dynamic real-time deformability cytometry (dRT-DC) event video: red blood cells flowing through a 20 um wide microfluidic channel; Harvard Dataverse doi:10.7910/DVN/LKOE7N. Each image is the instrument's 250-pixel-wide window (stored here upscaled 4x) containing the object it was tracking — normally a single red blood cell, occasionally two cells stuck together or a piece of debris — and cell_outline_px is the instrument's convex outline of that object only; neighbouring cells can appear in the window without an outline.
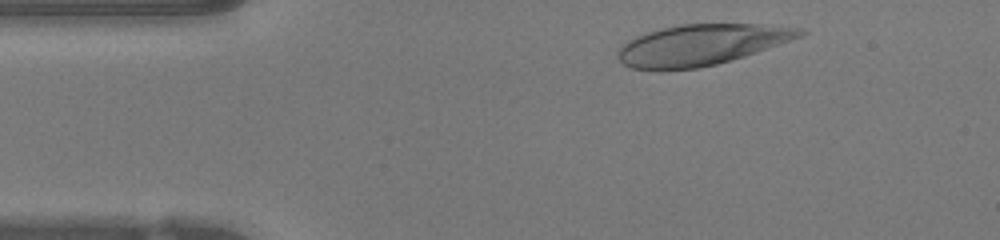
{"species": "human", "species_latin": "Homo sapiens", "temperature_condition": "warm", "stored_images_in_passage": 36, "camera_frame_rate_fps": 3000, "um_per_image_px": 0.085, "donor": {"sex": "female"}, "frame": {"image": 1, "passage_image": 3, "time_ms": 0.667, "image_size_px": [1000, 240], "cell_outline_px": [[808, 32], [800, 36], [744, 56], [716, 64], [696, 68], [632, 68], [624, 64], [616, 56], [620, 48], [628, 40], [644, 32], [660, 28], [680, 24], [756, 24], [796, 28]], "centroid_in_image_um": [59.55, 3.78], "position_along_channel_um": 25.4, "area_um2": 42.25}}
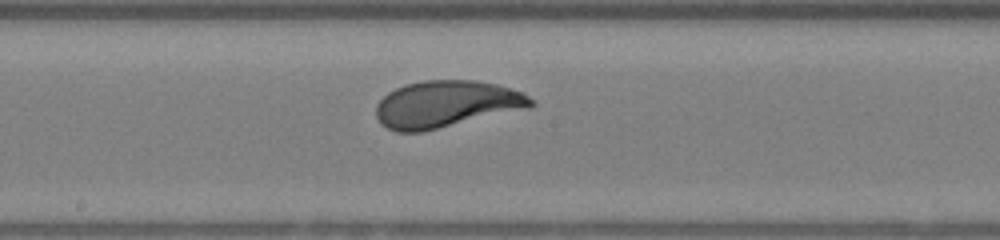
{"frame": {"image": 2, "passage_image": 20, "time_ms": 6.333, "image_size_px": [1000, 240], "cell_outline_px": [[536, 104], [532, 108], [420, 132], [396, 132], [380, 124], [376, 116], [376, 104], [388, 92], [404, 84], [424, 80], [476, 80], [496, 84], [524, 92]], "centroid_in_image_um": [37.95, 8.85], "position_along_channel_um": 210.2, "area_um2": 42.6}}
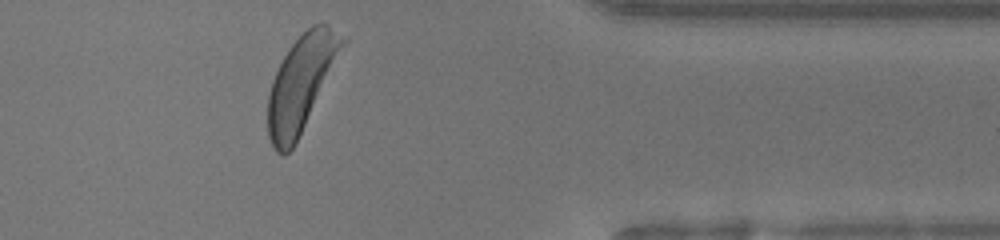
{"frame": {"image": 3, "passage_image": 34, "time_ms": 11.0, "image_size_px": [1000, 240], "cell_outline_px": [[348, 40], [296, 144], [284, 156], [276, 152], [268, 136], [268, 96], [272, 80], [284, 56], [292, 44], [312, 24], [328, 24]], "centroid_in_image_um": [25.61, 7.1], "position_along_channel_um": 385.8, "area_um2": 41.15}, "authors_computed_cell_mechanics": {"area_um2": 42.3385, "velocity_mm_per_s": 4.24, "shape_relaxation_time_tau1_ms": 2.6496, "shape_relaxation_time_tau2_ms": null, "deformation_change_tau1": 0.1898, "deformation_change_tau2": null}}